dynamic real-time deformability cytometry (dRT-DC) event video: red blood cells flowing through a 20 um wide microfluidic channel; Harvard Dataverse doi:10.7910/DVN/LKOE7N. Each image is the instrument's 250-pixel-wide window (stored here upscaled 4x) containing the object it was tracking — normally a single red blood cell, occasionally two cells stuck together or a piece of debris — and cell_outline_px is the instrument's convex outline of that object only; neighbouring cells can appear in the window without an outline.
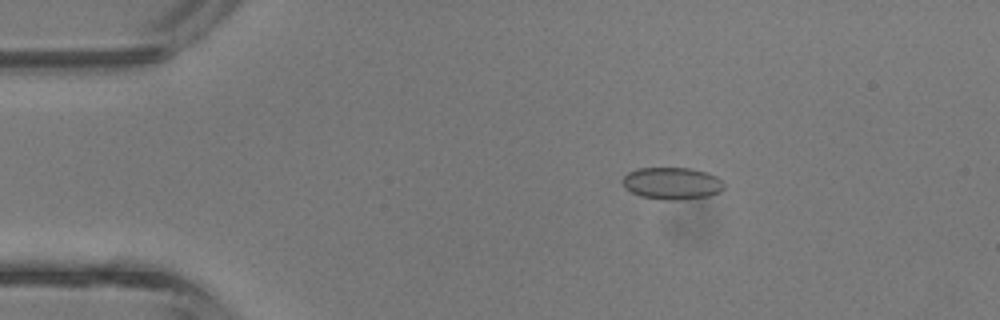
{"species": "common noctule bat (a hibernating species)", "species_latin": "Nyctalus noctula", "temperature_condition": "room temperature", "stored_images_in_passage": 42, "camera_frame_rate_fps": 3000, "um_per_image_px": 0.085, "animal": {"sex": "male", "body_mass_g": 13.3}, "frame": {"image": 1, "passage_image": 8, "time_ms": 2.333, "image_size_px": [1000, 320], "cell_outline_px": [[724, 188], [720, 192], [708, 196], [676, 200], [668, 200], [640, 196], [624, 188], [620, 180], [628, 172], [636, 168], [692, 168], [708, 172], [716, 176], [724, 184]], "centroid_in_image_um": [57.1, 15.57], "position_along_channel_um": 27.9, "area_um2": 19.13}}
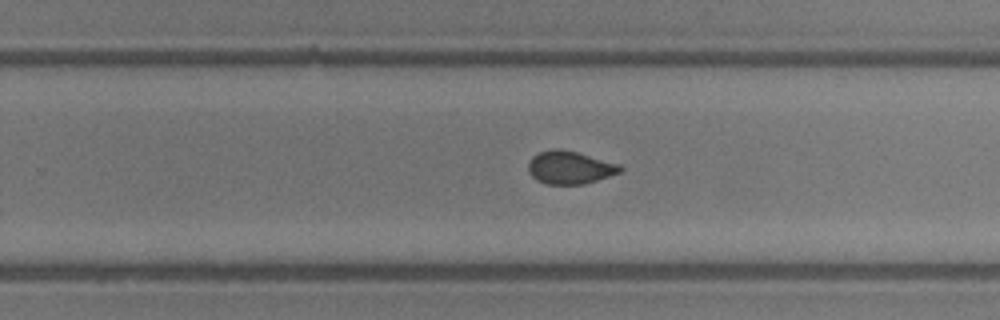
{"frame": {"image": 2, "passage_image": 27, "time_ms": 8.667, "image_size_px": [1000, 320], "cell_outline_px": [[624, 168], [620, 172], [584, 184], [544, 184], [536, 180], [528, 172], [528, 164], [532, 156], [540, 152], [552, 148], [560, 148], [576, 152], [620, 164]], "centroid_in_image_um": [48.41, 14.23], "position_along_channel_um": 281.4, "area_um2": 17.63}}
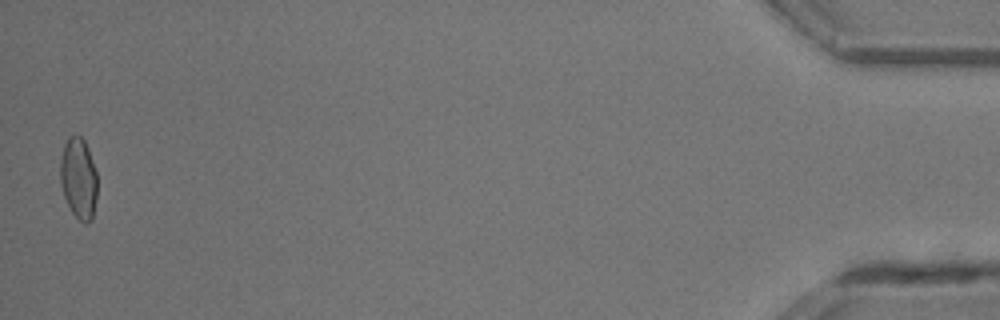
{"frame": {"image": 3, "passage_image": 42, "time_ms": 13.667, "image_size_px": [1000, 320], "cell_outline_px": [[96, 200], [92, 220], [84, 224], [72, 212], [64, 196], [60, 184], [60, 164], [64, 144], [68, 136], [80, 136], [84, 140], [88, 148], [96, 172]], "centroid_in_image_um": [6.67, 15.16], "position_along_channel_um": 428.5, "area_um2": 17.4}, "authors_computed_cell_mechanics": {"area_um2": 17.7157, "velocity_mm_per_s": 4.9242, "shape_relaxation_time_tau1_ms": null, "shape_relaxation_time_tau2_ms": 0.6812, "deformation_change_tau1": null, "deformation_change_tau2": 0.0456}}